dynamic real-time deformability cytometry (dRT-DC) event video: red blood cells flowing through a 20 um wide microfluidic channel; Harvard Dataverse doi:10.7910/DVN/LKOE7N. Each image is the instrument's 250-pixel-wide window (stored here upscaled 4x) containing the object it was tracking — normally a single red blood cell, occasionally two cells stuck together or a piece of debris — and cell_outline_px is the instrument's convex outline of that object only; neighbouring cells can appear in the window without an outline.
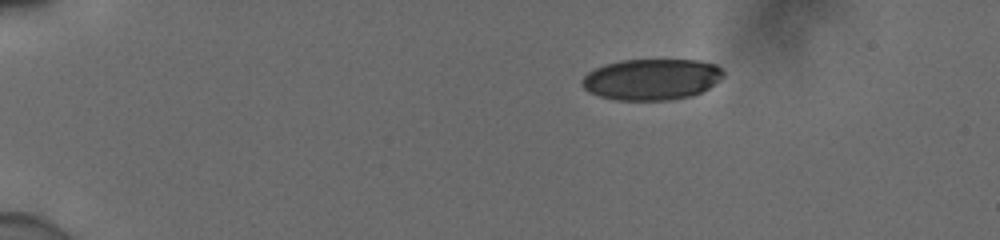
{"species": "human", "species_latin": "Homo sapiens", "temperature_condition": "cold", "stored_images_in_passage": 45, "camera_frame_rate_fps": 3000, "um_per_image_px": 0.085, "donor": {"sex": "male"}, "frame": {"image": 1, "passage_image": 1, "time_ms": 0.0, "image_size_px": [1000, 240], "cell_outline_px": [[724, 76], [720, 80], [708, 88], [692, 96], [668, 100], [616, 100], [600, 96], [588, 92], [580, 84], [580, 80], [588, 72], [604, 64], [620, 60], [700, 60], [716, 64], [724, 72]], "centroid_in_image_um": [55.37, 6.74], "position_along_channel_um": 29.6, "area_um2": 34.1}}
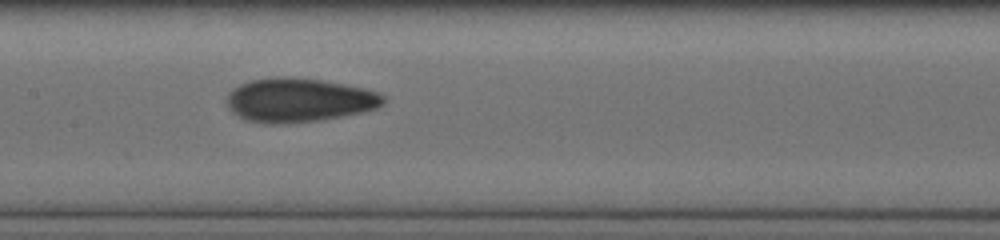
{"frame": {"image": 2, "passage_image": 20, "time_ms": 6.333, "image_size_px": [1000, 240], "cell_outline_px": [[384, 104], [376, 108], [344, 116], [320, 120], [288, 124], [264, 124], [248, 120], [232, 112], [228, 108], [228, 92], [232, 88], [240, 84], [252, 80], [284, 76], [288, 76], [320, 80], [364, 88], [380, 92], [384, 96]], "centroid_in_image_um": [25.41, 8.52], "position_along_channel_um": 182.0, "area_um2": 40.11}}
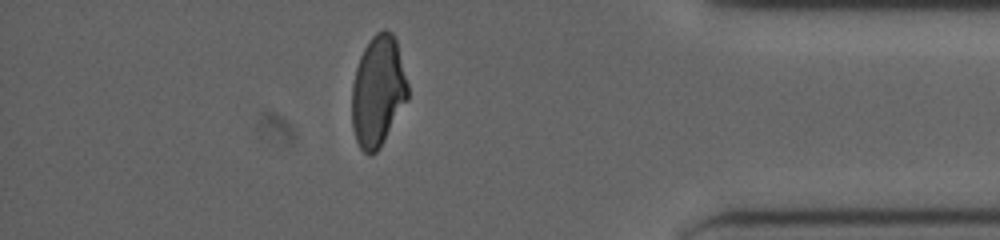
{"frame": {"image": 3, "passage_image": 39, "time_ms": 12.667, "image_size_px": [1000, 240], "cell_outline_px": [[408, 100], [380, 148], [372, 156], [368, 156], [360, 148], [356, 140], [352, 128], [352, 84], [356, 68], [360, 56], [368, 40], [376, 32], [384, 28], [392, 32], [396, 40], [408, 84]], "centroid_in_image_um": [32.12, 7.77], "position_along_channel_um": 403.1, "area_um2": 36.47}, "authors_computed_cell_mechanics": {"area_um2": 37.6856, "velocity_mm_per_s": 3.9064, "shape_relaxation_time_tau1_ms": 8.9874, "shape_relaxation_time_tau2_ms": 1.4318, "deformation_change_tau1": 0.2091, "deformation_change_tau2": 0.0691}}